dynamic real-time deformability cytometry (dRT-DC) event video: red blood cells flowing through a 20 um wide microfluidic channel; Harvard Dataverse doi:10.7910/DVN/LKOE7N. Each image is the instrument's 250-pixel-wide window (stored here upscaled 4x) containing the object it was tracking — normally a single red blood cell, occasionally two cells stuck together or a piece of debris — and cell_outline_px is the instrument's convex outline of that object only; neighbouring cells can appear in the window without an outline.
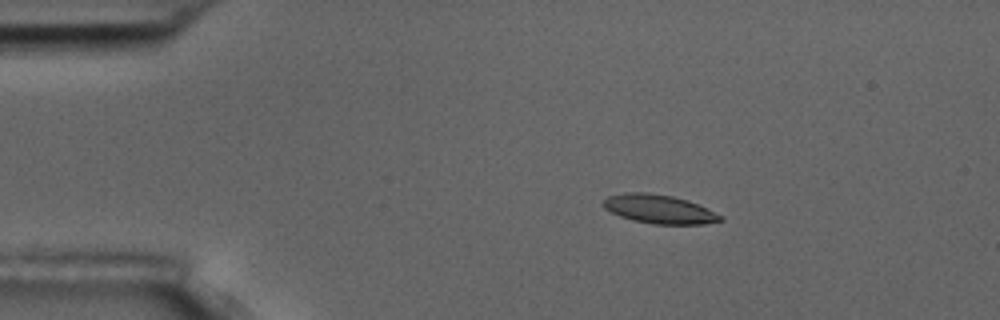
{"species": "common noctule bat (a hibernating species)", "species_latin": "Nyctalus noctula", "temperature_condition": "room temperature", "stored_images_in_passage": 4, "camera_frame_rate_fps": 3000, "um_per_image_px": 0.085, "animal": {"sex": "male", "body_mass_g": 17.5, "forearm_length_mm": 52.3}, "frame": {"image": 1, "passage_image": 2, "time_ms": 2.0, "image_size_px": [1000, 320], "cell_outline_px": [[724, 220], [704, 224], [652, 224], [632, 220], [620, 216], [604, 208], [600, 204], [608, 196], [624, 192], [648, 192], [672, 196], [688, 200], [724, 216]], "centroid_in_image_um": [56.01, 17.77], "position_along_channel_um": 29.0, "area_um2": 19.77}}
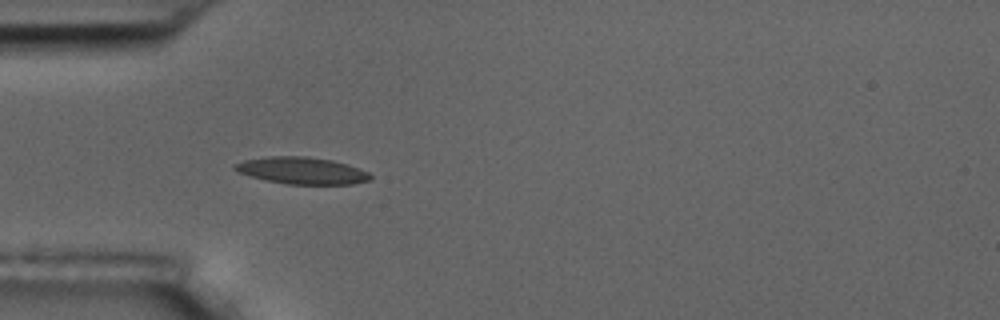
{"frame": {"image": 2, "passage_image": 4, "time_ms": 4.333, "image_size_px": [1000, 320], "cell_outline_px": [[372, 176], [368, 180], [352, 184], [288, 184], [268, 180], [236, 172], [232, 168], [232, 164], [244, 160], [268, 156], [304, 156], [332, 160], [348, 164], [360, 168], [368, 172]], "centroid_in_image_um": [25.64, 14.49], "position_along_channel_um": 59.4, "area_um2": 21.21}}